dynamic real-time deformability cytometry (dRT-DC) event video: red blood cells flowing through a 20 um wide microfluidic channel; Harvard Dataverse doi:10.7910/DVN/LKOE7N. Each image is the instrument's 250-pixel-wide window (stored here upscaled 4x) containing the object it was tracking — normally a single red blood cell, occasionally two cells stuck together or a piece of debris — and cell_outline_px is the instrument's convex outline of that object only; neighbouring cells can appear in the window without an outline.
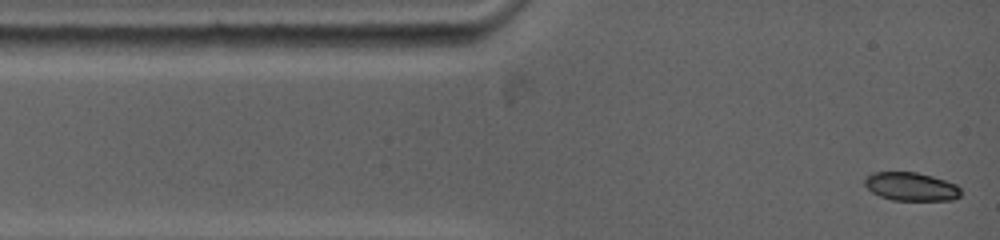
{"species": "common noctule bat (a hibernating species)", "species_latin": "Nyctalus noctula", "temperature_condition": "warm", "stored_images_in_passage": 45, "camera_frame_rate_fps": 5000, "um_per_image_px": 0.085, "animal": {"sex": "female", "body_mass_g": 19.0, "forearm_length_mm": 53.3}, "frame": {"image": 1, "passage_image": 1, "time_ms": 0.0, "image_size_px": [1000, 240], "cell_outline_px": [[960, 196], [952, 200], [892, 200], [880, 196], [872, 192], [864, 184], [864, 180], [872, 172], [916, 172], [932, 176], [956, 184], [960, 188]], "centroid_in_image_um": [77.44, 15.86], "position_along_channel_um": 7.6, "area_um2": 15.84}}
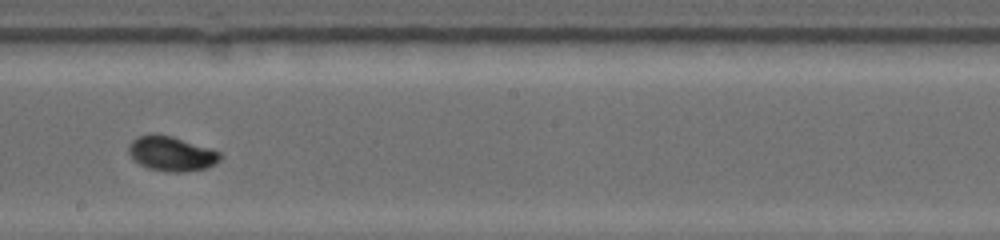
{"frame": {"image": 2, "passage_image": 26, "time_ms": 7.0, "image_size_px": [1000, 240], "cell_outline_px": [[220, 160], [208, 168], [184, 172], [168, 172], [148, 168], [140, 164], [128, 152], [128, 144], [136, 136], [152, 132], [156, 132], [172, 136], [220, 152]], "centroid_in_image_um": [14.53, 13.04], "position_along_channel_um": 233.7, "area_um2": 18.61}}
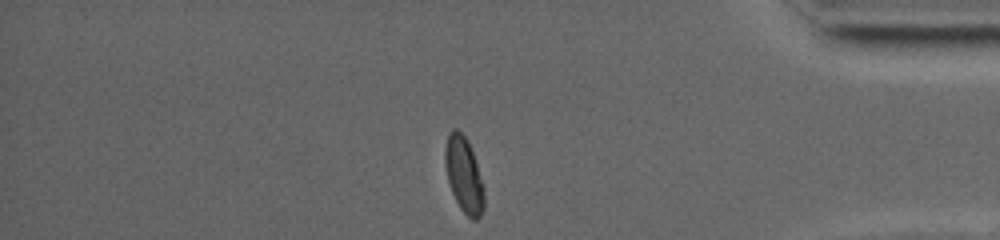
{"frame": {"image": 3, "passage_image": 45, "time_ms": 12.0, "image_size_px": [1000, 240], "cell_outline_px": [[484, 208], [480, 216], [476, 220], [472, 220], [460, 208], [452, 192], [448, 180], [444, 164], [444, 148], [448, 132], [452, 128], [456, 128], [468, 140], [484, 188]], "centroid_in_image_um": [39.41, 14.84], "position_along_channel_um": 395.8, "area_um2": 17.17}, "authors_computed_cell_mechanics": {"area_um2": 17.3978, "velocity_mm_per_s": 3.868, "shape_relaxation_time_tau1_ms": 6.4243, "shape_relaxation_time_tau2_ms": null, "deformation_change_tau1": 0.208, "deformation_change_tau2": null}}